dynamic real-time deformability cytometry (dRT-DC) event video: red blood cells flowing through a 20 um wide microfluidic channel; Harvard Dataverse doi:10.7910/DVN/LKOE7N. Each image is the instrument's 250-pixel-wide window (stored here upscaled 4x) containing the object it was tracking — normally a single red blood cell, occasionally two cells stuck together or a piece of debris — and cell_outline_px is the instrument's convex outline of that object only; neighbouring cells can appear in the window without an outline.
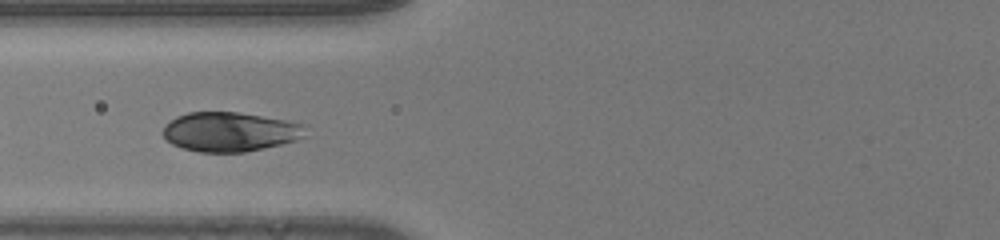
{"species": "human", "species_latin": "Homo sapiens", "temperature_condition": "room temperature", "stored_images_in_passage": 30, "segment_of_instrument_passage": [2, 2], "camera_frame_rate_fps": 3000, "um_per_image_px": 0.085, "donor": {"sex": "male"}, "frame": {"image": 1, "passage_image": 16, "time_ms": 5.0, "image_size_px": [1000, 240], "cell_outline_px": [[304, 136], [296, 140], [264, 148], [244, 152], [200, 152], [184, 148], [172, 144], [164, 136], [164, 128], [176, 116], [188, 112], [240, 112], [284, 120], [304, 124]], "centroid_in_image_um": [19.55, 11.2], "position_along_channel_um": 106.3, "area_um2": 32.31}}